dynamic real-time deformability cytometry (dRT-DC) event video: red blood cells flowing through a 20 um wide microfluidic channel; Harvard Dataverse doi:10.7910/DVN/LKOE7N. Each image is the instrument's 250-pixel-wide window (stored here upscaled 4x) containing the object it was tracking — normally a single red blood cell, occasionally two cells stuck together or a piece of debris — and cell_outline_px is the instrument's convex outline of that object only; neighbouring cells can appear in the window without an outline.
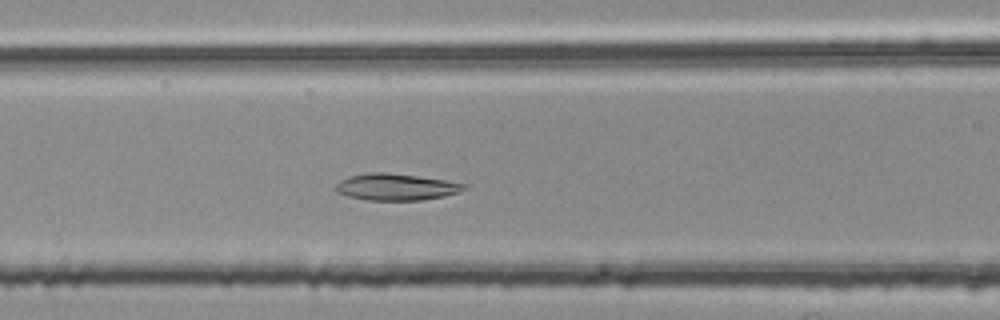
{"species": "common noctule bat (a hibernating species)", "species_latin": "Nyctalus noctula", "temperature_condition": "room temperature", "stored_images_in_passage": 41, "camera_frame_rate_fps": 3000, "um_per_image_px": 0.085, "animal": {"sex": "female", "body_mass_g": 25.1}, "frame": {"image": 1, "passage_image": 18, "time_ms": 5.667, "image_size_px": [1000, 320], "cell_outline_px": [[468, 184], [460, 192], [444, 196], [420, 200], [368, 200], [348, 196], [336, 192], [332, 188], [340, 180], [348, 176], [368, 172], [384, 172], [416, 176], [444, 180]], "centroid_in_image_um": [33.6, 15.89], "position_along_channel_um": 133.0, "area_um2": 19.94}}
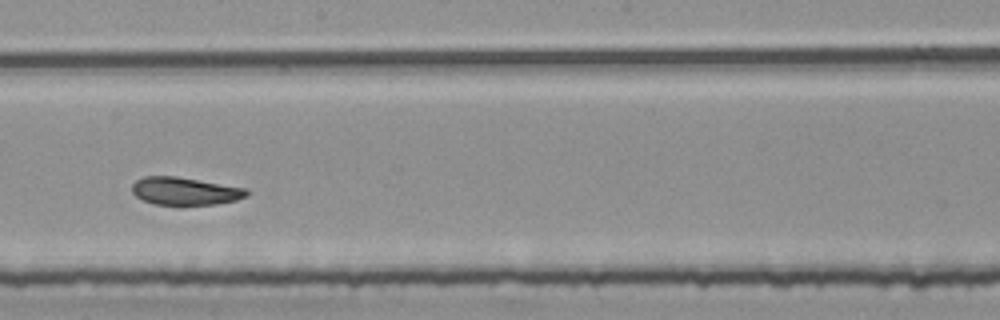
{"frame": {"image": 2, "passage_image": 26, "time_ms": 8.333, "image_size_px": [1000, 320], "cell_outline_px": [[248, 196], [236, 200], [216, 204], [180, 208], [156, 204], [144, 200], [136, 196], [132, 192], [132, 184], [136, 180], [144, 176], [176, 176], [248, 188]], "centroid_in_image_um": [15.74, 16.28], "position_along_channel_um": 232.5, "area_um2": 19.31}}
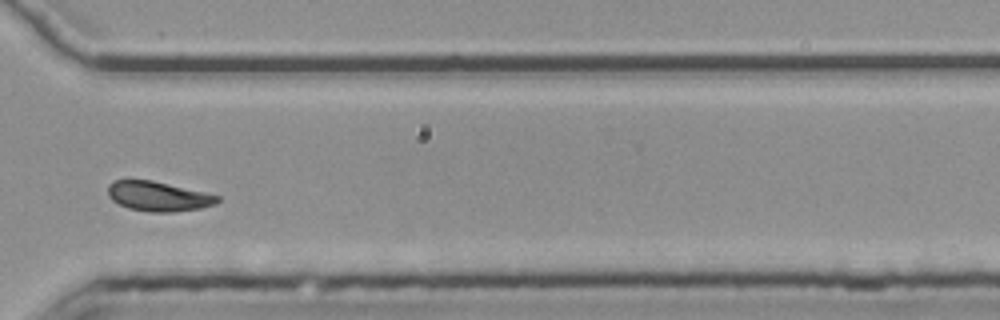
{"frame": {"image": 3, "passage_image": 36, "time_ms": 11.667, "image_size_px": [1000, 320], "cell_outline_px": [[220, 200], [216, 204], [200, 208], [172, 212], [148, 212], [128, 208], [112, 200], [108, 196], [108, 184], [112, 180], [152, 180], [204, 192], [220, 196]], "centroid_in_image_um": [13.44, 16.69], "position_along_channel_um": 357.2, "area_um2": 18.96}, "authors_computed_cell_mechanics": {"area_um2": 19.7676, "velocity_mm_per_s": 3.7434, "shape_relaxation_time_tau1_ms": null, "shape_relaxation_time_tau2_ms": 5.2969, "deformation_change_tau1": null, "deformation_change_tau2": 0.089}}